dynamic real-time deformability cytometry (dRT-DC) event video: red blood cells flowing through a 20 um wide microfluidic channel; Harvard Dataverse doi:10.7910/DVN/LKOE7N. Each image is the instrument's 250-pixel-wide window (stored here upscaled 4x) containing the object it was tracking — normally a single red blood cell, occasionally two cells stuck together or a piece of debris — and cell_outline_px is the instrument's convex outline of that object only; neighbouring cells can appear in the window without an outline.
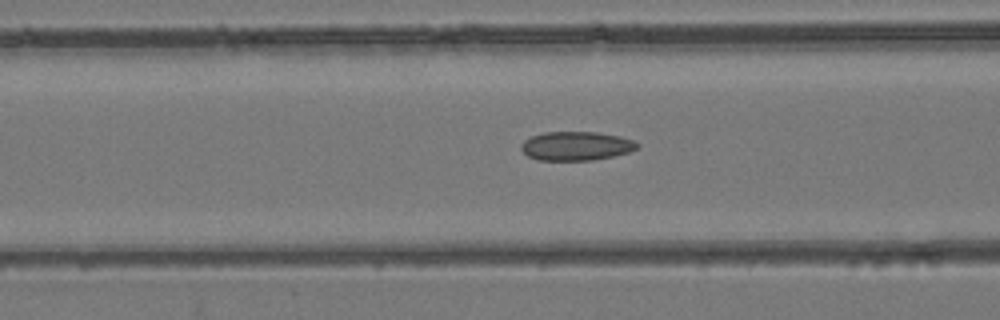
{"species": "common noctule bat (a hibernating species)", "species_latin": "Nyctalus noctula", "temperature_condition": "room temperature", "stored_images_in_passage": 42, "camera_frame_rate_fps": 3000, "um_per_image_px": 0.085, "animal": {"sex": "female", "body_mass_g": 24.6, "forearm_length_mm": 56.2}, "frame": {"image": 1, "passage_image": 20, "time_ms": 6.333, "image_size_px": [1000, 320], "cell_outline_px": [[640, 144], [636, 148], [628, 152], [612, 156], [592, 160], [540, 160], [528, 156], [520, 148], [520, 144], [524, 140], [532, 136], [544, 132], [596, 132], [620, 136], [632, 140]], "centroid_in_image_um": [48.95, 12.4], "position_along_channel_um": 117.7, "area_um2": 19.42}}
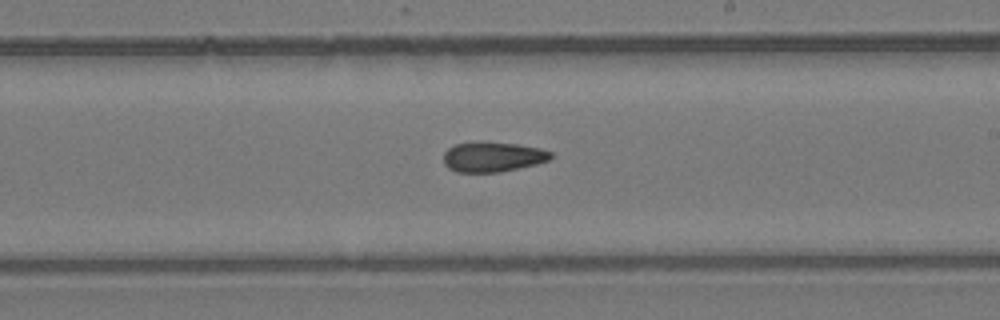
{"frame": {"image": 2, "passage_image": 29, "time_ms": 9.333, "image_size_px": [1000, 320], "cell_outline_px": [[552, 156], [548, 160], [536, 164], [500, 172], [456, 172], [448, 168], [444, 164], [444, 152], [448, 148], [456, 144], [480, 140], [516, 144], [540, 148], [552, 152]], "centroid_in_image_um": [41.85, 13.32], "position_along_channel_um": 247.1, "area_um2": 18.96}}
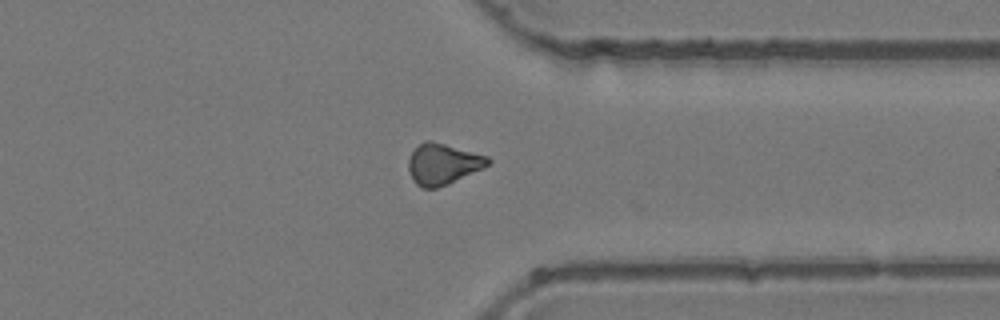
{"frame": {"image": 3, "passage_image": 38, "time_ms": 12.333, "image_size_px": [1000, 320], "cell_outline_px": [[492, 160], [484, 168], [448, 184], [436, 188], [420, 188], [412, 180], [408, 168], [408, 160], [412, 152], [424, 140], [432, 140], [488, 156]], "centroid_in_image_um": [37.64, 13.94], "position_along_channel_um": 373.8, "area_um2": 19.07}}